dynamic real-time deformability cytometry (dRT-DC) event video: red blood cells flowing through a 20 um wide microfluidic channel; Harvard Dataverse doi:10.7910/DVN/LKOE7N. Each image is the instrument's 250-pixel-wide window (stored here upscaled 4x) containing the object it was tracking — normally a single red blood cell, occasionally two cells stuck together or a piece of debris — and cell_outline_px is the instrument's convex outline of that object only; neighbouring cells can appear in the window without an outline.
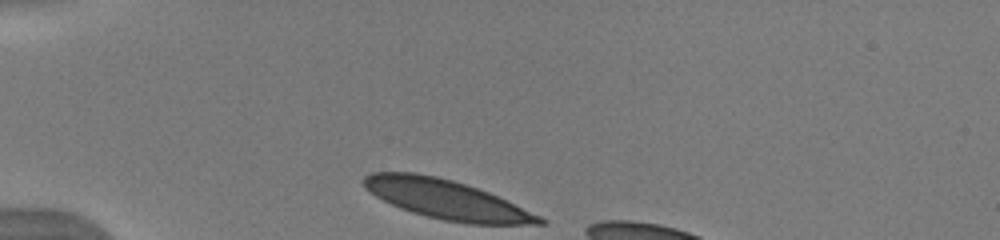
{"species": "human", "species_latin": "Homo sapiens", "temperature_condition": "warm", "stored_images_in_passage": 35, "camera_frame_rate_fps": 3000, "um_per_image_px": 0.085, "donor": {"sex": "male"}, "frame": {"image": 1, "passage_image": 1, "time_ms": 0.0, "image_size_px": [1000, 240], "cell_outline_px": [[548, 224], [468, 224], [444, 220], [412, 212], [400, 208], [376, 196], [364, 188], [360, 180], [364, 176], [372, 172], [412, 172], [436, 176], [452, 180], [488, 192], [540, 216], [548, 220]], "centroid_in_image_um": [37.91, 16.95], "position_along_channel_um": 47.1, "area_um2": 39.82}}
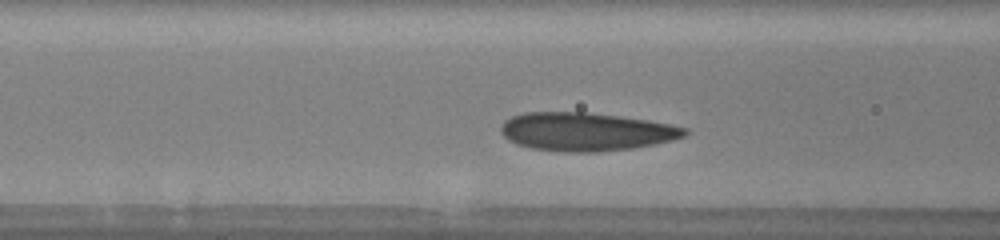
{"frame": {"image": 2, "passage_image": 9, "time_ms": 2.667, "image_size_px": [1000, 240], "cell_outline_px": [[688, 132], [684, 136], [672, 140], [632, 148], [596, 152], [564, 152], [532, 148], [516, 144], [508, 140], [500, 132], [500, 124], [504, 120], [512, 116], [524, 112], [584, 112], [620, 116], [648, 120], [688, 128]], "centroid_in_image_um": [49.76, 11.19], "position_along_channel_um": 116.8, "area_um2": 41.1}}
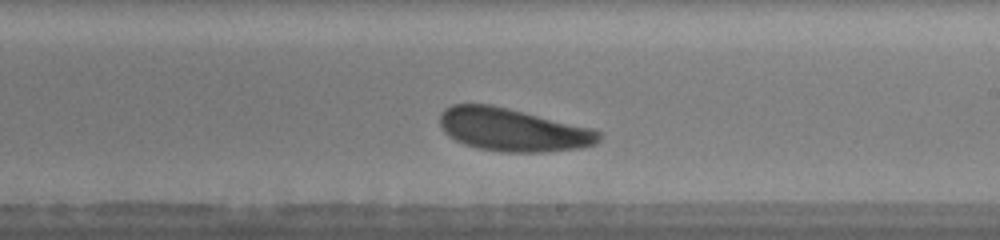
{"frame": {"image": 3, "passage_image": 19, "time_ms": 6.0, "image_size_px": [1000, 240], "cell_outline_px": [[600, 140], [596, 144], [580, 148], [544, 152], [500, 152], [476, 148], [464, 144], [448, 136], [440, 128], [440, 112], [444, 108], [452, 104], [492, 104], [592, 128], [600, 132]], "centroid_in_image_um": [43.55, 11.03], "position_along_channel_um": 245.4, "area_um2": 40.11}}